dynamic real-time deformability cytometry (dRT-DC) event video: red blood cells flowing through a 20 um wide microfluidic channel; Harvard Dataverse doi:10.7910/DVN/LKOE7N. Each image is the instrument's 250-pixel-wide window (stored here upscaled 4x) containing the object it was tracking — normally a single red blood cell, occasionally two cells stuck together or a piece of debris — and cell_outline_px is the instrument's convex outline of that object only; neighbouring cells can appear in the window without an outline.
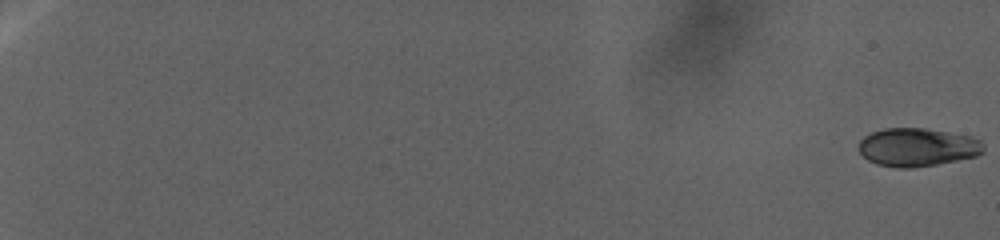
{"species": "human", "species_latin": "Homo sapiens", "temperature_condition": "warm", "stored_images_in_passage": 64, "camera_frame_rate_fps": 3000, "um_per_image_px": 0.085, "donor": {"sex": "female"}, "frame": {"image": 1, "passage_image": 1, "time_ms": 0.0, "image_size_px": [1000, 240], "cell_outline_px": [[984, 152], [976, 156], [936, 164], [912, 168], [896, 168], [876, 164], [868, 160], [860, 152], [860, 140], [864, 136], [872, 132], [884, 128], [924, 128], [968, 136], [980, 140], [984, 144]], "centroid_in_image_um": [77.97, 12.52], "position_along_channel_um": 7.0, "area_um2": 27.69}}
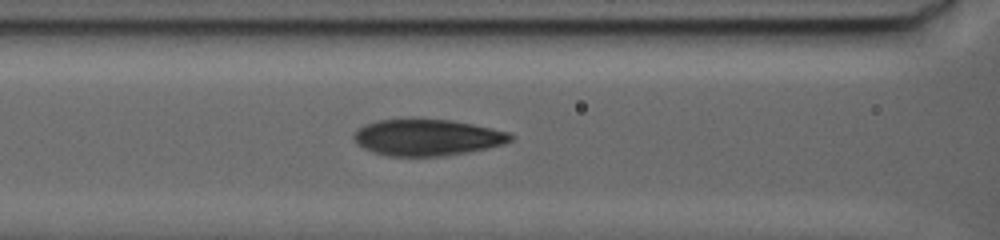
{"frame": {"image": 2, "passage_image": 37, "time_ms": 34.0, "image_size_px": [1000, 240], "cell_outline_px": [[516, 136], [512, 140], [504, 144], [488, 148], [468, 152], [440, 156], [388, 156], [372, 152], [356, 144], [352, 136], [364, 124], [376, 120], [412, 116], [452, 120], [492, 128], [508, 132]], "centroid_in_image_um": [36.29, 11.64], "position_along_channel_um": 130.3, "area_um2": 34.22}}
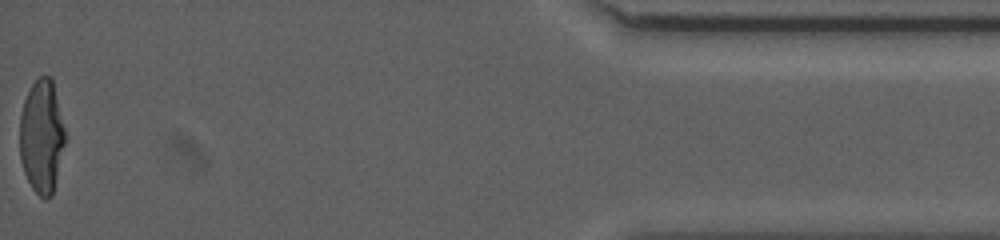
{"frame": {"image": 3, "passage_image": 64, "time_ms": 64.667, "image_size_px": [1000, 240], "cell_outline_px": [[64, 144], [52, 196], [44, 200], [32, 188], [24, 172], [20, 160], [20, 116], [24, 100], [36, 76], [48, 76], [52, 80], [64, 128]], "centroid_in_image_um": [3.52, 11.61], "position_along_channel_um": 431.7, "area_um2": 29.59}}